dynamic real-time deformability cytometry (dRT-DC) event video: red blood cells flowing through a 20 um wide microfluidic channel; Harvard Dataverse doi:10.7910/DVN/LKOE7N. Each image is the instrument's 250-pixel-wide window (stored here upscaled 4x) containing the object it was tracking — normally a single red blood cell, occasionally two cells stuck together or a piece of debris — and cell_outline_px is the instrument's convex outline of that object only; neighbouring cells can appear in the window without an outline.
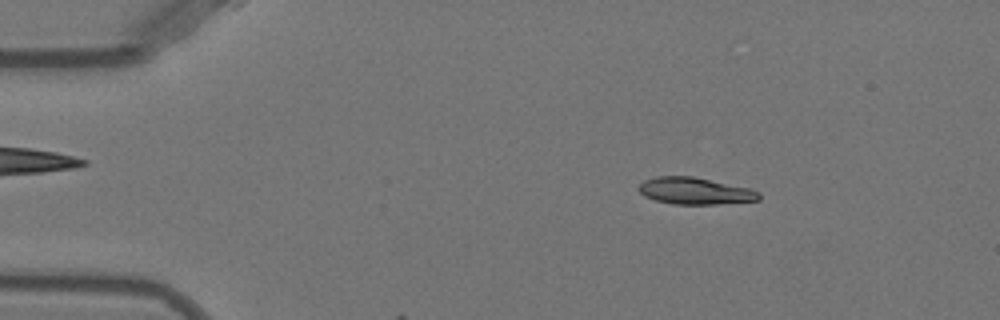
{"species": "Egyptian fruit bat (a non-hibernating species)", "species_latin": "Rousettus aegyptiacus", "temperature_condition": "warm", "stored_images_in_passage": 14, "camera_frame_rate_fps": 3000, "um_per_image_px": 0.085, "animal": {"sex": "female"}, "frame": {"image": 1, "passage_image": 7, "time_ms": 2.0, "image_size_px": [1000, 320], "cell_outline_px": [[760, 200], [716, 204], [672, 204], [656, 200], [644, 196], [640, 192], [640, 184], [644, 180], [656, 176], [692, 176], [748, 188], [760, 192]], "centroid_in_image_um": [59.07, 16.23], "position_along_channel_um": 25.9, "area_um2": 18.61}}